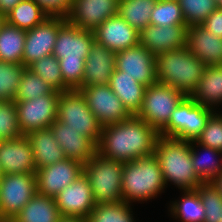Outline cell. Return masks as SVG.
Instances as JSON below:
<instances>
[{"instance_id":"5b68a950","label":"cell","mask_w":222,"mask_h":222,"mask_svg":"<svg viewBox=\"0 0 222 222\" xmlns=\"http://www.w3.org/2000/svg\"><path fill=\"white\" fill-rule=\"evenodd\" d=\"M166 184L156 156L140 157L124 163L122 201H147L163 192Z\"/></svg>"},{"instance_id":"e0dca14e","label":"cell","mask_w":222,"mask_h":222,"mask_svg":"<svg viewBox=\"0 0 222 222\" xmlns=\"http://www.w3.org/2000/svg\"><path fill=\"white\" fill-rule=\"evenodd\" d=\"M116 70L148 87L157 83L155 55L140 44L116 53Z\"/></svg>"},{"instance_id":"4fadbf2b","label":"cell","mask_w":222,"mask_h":222,"mask_svg":"<svg viewBox=\"0 0 222 222\" xmlns=\"http://www.w3.org/2000/svg\"><path fill=\"white\" fill-rule=\"evenodd\" d=\"M67 21L65 17L49 16L42 23L26 31L22 64L28 67L42 57L53 55L59 28Z\"/></svg>"},{"instance_id":"d6986e66","label":"cell","mask_w":222,"mask_h":222,"mask_svg":"<svg viewBox=\"0 0 222 222\" xmlns=\"http://www.w3.org/2000/svg\"><path fill=\"white\" fill-rule=\"evenodd\" d=\"M0 166L4 174L36 172L32 147L26 135L0 141Z\"/></svg>"},{"instance_id":"3957f363","label":"cell","mask_w":222,"mask_h":222,"mask_svg":"<svg viewBox=\"0 0 222 222\" xmlns=\"http://www.w3.org/2000/svg\"><path fill=\"white\" fill-rule=\"evenodd\" d=\"M206 65L184 46L155 55L157 82L190 96L196 89Z\"/></svg>"},{"instance_id":"4dcf8cb0","label":"cell","mask_w":222,"mask_h":222,"mask_svg":"<svg viewBox=\"0 0 222 222\" xmlns=\"http://www.w3.org/2000/svg\"><path fill=\"white\" fill-rule=\"evenodd\" d=\"M156 0H119L118 14L139 32L150 25Z\"/></svg>"},{"instance_id":"8d00e7d4","label":"cell","mask_w":222,"mask_h":222,"mask_svg":"<svg viewBox=\"0 0 222 222\" xmlns=\"http://www.w3.org/2000/svg\"><path fill=\"white\" fill-rule=\"evenodd\" d=\"M23 64L0 61V101H13L20 84Z\"/></svg>"},{"instance_id":"681fc988","label":"cell","mask_w":222,"mask_h":222,"mask_svg":"<svg viewBox=\"0 0 222 222\" xmlns=\"http://www.w3.org/2000/svg\"><path fill=\"white\" fill-rule=\"evenodd\" d=\"M218 8L222 11V1L218 4Z\"/></svg>"},{"instance_id":"bcb514c9","label":"cell","mask_w":222,"mask_h":222,"mask_svg":"<svg viewBox=\"0 0 222 222\" xmlns=\"http://www.w3.org/2000/svg\"><path fill=\"white\" fill-rule=\"evenodd\" d=\"M58 222H88L87 219L82 217L62 216Z\"/></svg>"},{"instance_id":"2e32d148","label":"cell","mask_w":222,"mask_h":222,"mask_svg":"<svg viewBox=\"0 0 222 222\" xmlns=\"http://www.w3.org/2000/svg\"><path fill=\"white\" fill-rule=\"evenodd\" d=\"M119 0H72L67 21L80 29L94 31L118 13Z\"/></svg>"},{"instance_id":"83f0119b","label":"cell","mask_w":222,"mask_h":222,"mask_svg":"<svg viewBox=\"0 0 222 222\" xmlns=\"http://www.w3.org/2000/svg\"><path fill=\"white\" fill-rule=\"evenodd\" d=\"M26 31L9 25L0 28V61L22 64Z\"/></svg>"},{"instance_id":"74e56055","label":"cell","mask_w":222,"mask_h":222,"mask_svg":"<svg viewBox=\"0 0 222 222\" xmlns=\"http://www.w3.org/2000/svg\"><path fill=\"white\" fill-rule=\"evenodd\" d=\"M205 210L204 222H220L222 216V196L211 182H203L195 189Z\"/></svg>"},{"instance_id":"816d5d0a","label":"cell","mask_w":222,"mask_h":222,"mask_svg":"<svg viewBox=\"0 0 222 222\" xmlns=\"http://www.w3.org/2000/svg\"><path fill=\"white\" fill-rule=\"evenodd\" d=\"M217 4H219L222 0H215Z\"/></svg>"},{"instance_id":"6da1fadb","label":"cell","mask_w":222,"mask_h":222,"mask_svg":"<svg viewBox=\"0 0 222 222\" xmlns=\"http://www.w3.org/2000/svg\"><path fill=\"white\" fill-rule=\"evenodd\" d=\"M159 136L155 128L132 115L122 122L102 126L97 153L126 163L153 155Z\"/></svg>"},{"instance_id":"7dc6e473","label":"cell","mask_w":222,"mask_h":222,"mask_svg":"<svg viewBox=\"0 0 222 222\" xmlns=\"http://www.w3.org/2000/svg\"><path fill=\"white\" fill-rule=\"evenodd\" d=\"M5 23V16H3L2 14H0V28L1 26Z\"/></svg>"},{"instance_id":"ee69618b","label":"cell","mask_w":222,"mask_h":222,"mask_svg":"<svg viewBox=\"0 0 222 222\" xmlns=\"http://www.w3.org/2000/svg\"><path fill=\"white\" fill-rule=\"evenodd\" d=\"M22 0H0V14L6 16Z\"/></svg>"},{"instance_id":"d590c367","label":"cell","mask_w":222,"mask_h":222,"mask_svg":"<svg viewBox=\"0 0 222 222\" xmlns=\"http://www.w3.org/2000/svg\"><path fill=\"white\" fill-rule=\"evenodd\" d=\"M150 24L156 26L186 25L179 1L156 0L151 12Z\"/></svg>"},{"instance_id":"f35d334b","label":"cell","mask_w":222,"mask_h":222,"mask_svg":"<svg viewBox=\"0 0 222 222\" xmlns=\"http://www.w3.org/2000/svg\"><path fill=\"white\" fill-rule=\"evenodd\" d=\"M187 26L200 25L218 8L215 0H178Z\"/></svg>"},{"instance_id":"cb8c5ba5","label":"cell","mask_w":222,"mask_h":222,"mask_svg":"<svg viewBox=\"0 0 222 222\" xmlns=\"http://www.w3.org/2000/svg\"><path fill=\"white\" fill-rule=\"evenodd\" d=\"M26 136L32 147L36 170L66 158L50 128L35 130Z\"/></svg>"},{"instance_id":"44dd1931","label":"cell","mask_w":222,"mask_h":222,"mask_svg":"<svg viewBox=\"0 0 222 222\" xmlns=\"http://www.w3.org/2000/svg\"><path fill=\"white\" fill-rule=\"evenodd\" d=\"M49 128L66 158L85 164L97 153V144L79 131L71 129L69 125L56 120Z\"/></svg>"},{"instance_id":"ffe728a7","label":"cell","mask_w":222,"mask_h":222,"mask_svg":"<svg viewBox=\"0 0 222 222\" xmlns=\"http://www.w3.org/2000/svg\"><path fill=\"white\" fill-rule=\"evenodd\" d=\"M187 25H148L140 31L139 44L153 55L186 46Z\"/></svg>"},{"instance_id":"f907efd6","label":"cell","mask_w":222,"mask_h":222,"mask_svg":"<svg viewBox=\"0 0 222 222\" xmlns=\"http://www.w3.org/2000/svg\"><path fill=\"white\" fill-rule=\"evenodd\" d=\"M0 222H6V220L0 214Z\"/></svg>"},{"instance_id":"484cf974","label":"cell","mask_w":222,"mask_h":222,"mask_svg":"<svg viewBox=\"0 0 222 222\" xmlns=\"http://www.w3.org/2000/svg\"><path fill=\"white\" fill-rule=\"evenodd\" d=\"M190 97L202 106L214 110L222 103V65L206 66ZM216 104V105H215Z\"/></svg>"},{"instance_id":"c3c4849f","label":"cell","mask_w":222,"mask_h":222,"mask_svg":"<svg viewBox=\"0 0 222 222\" xmlns=\"http://www.w3.org/2000/svg\"><path fill=\"white\" fill-rule=\"evenodd\" d=\"M3 175H4V173H3L1 166H0V180L2 179Z\"/></svg>"},{"instance_id":"f6af8a7d","label":"cell","mask_w":222,"mask_h":222,"mask_svg":"<svg viewBox=\"0 0 222 222\" xmlns=\"http://www.w3.org/2000/svg\"><path fill=\"white\" fill-rule=\"evenodd\" d=\"M211 183L222 196V172L216 178H214Z\"/></svg>"},{"instance_id":"1f68e13d","label":"cell","mask_w":222,"mask_h":222,"mask_svg":"<svg viewBox=\"0 0 222 222\" xmlns=\"http://www.w3.org/2000/svg\"><path fill=\"white\" fill-rule=\"evenodd\" d=\"M180 200L170 206V213L182 222H204L205 210L196 190H185Z\"/></svg>"},{"instance_id":"603a6c76","label":"cell","mask_w":222,"mask_h":222,"mask_svg":"<svg viewBox=\"0 0 222 222\" xmlns=\"http://www.w3.org/2000/svg\"><path fill=\"white\" fill-rule=\"evenodd\" d=\"M186 47L206 66L222 65V38L201 25L188 26Z\"/></svg>"},{"instance_id":"7c38bea8","label":"cell","mask_w":222,"mask_h":222,"mask_svg":"<svg viewBox=\"0 0 222 222\" xmlns=\"http://www.w3.org/2000/svg\"><path fill=\"white\" fill-rule=\"evenodd\" d=\"M79 91L102 126L122 122L131 116L109 84L91 85Z\"/></svg>"},{"instance_id":"ac0fdd59","label":"cell","mask_w":222,"mask_h":222,"mask_svg":"<svg viewBox=\"0 0 222 222\" xmlns=\"http://www.w3.org/2000/svg\"><path fill=\"white\" fill-rule=\"evenodd\" d=\"M93 33L98 44L116 53L139 45L140 32L131 27L118 13L106 19Z\"/></svg>"},{"instance_id":"e575fe53","label":"cell","mask_w":222,"mask_h":222,"mask_svg":"<svg viewBox=\"0 0 222 222\" xmlns=\"http://www.w3.org/2000/svg\"><path fill=\"white\" fill-rule=\"evenodd\" d=\"M54 91L39 75L26 67L13 101L32 100L45 94H52Z\"/></svg>"},{"instance_id":"d6a6232c","label":"cell","mask_w":222,"mask_h":222,"mask_svg":"<svg viewBox=\"0 0 222 222\" xmlns=\"http://www.w3.org/2000/svg\"><path fill=\"white\" fill-rule=\"evenodd\" d=\"M33 73L40 76L48 85L57 92H67L70 89L64 84L59 60L49 55L34 61L28 67Z\"/></svg>"},{"instance_id":"d4e9b609","label":"cell","mask_w":222,"mask_h":222,"mask_svg":"<svg viewBox=\"0 0 222 222\" xmlns=\"http://www.w3.org/2000/svg\"><path fill=\"white\" fill-rule=\"evenodd\" d=\"M111 90L122 101L125 109L132 115L140 111L146 86L125 75V72L116 70L111 75L109 82Z\"/></svg>"},{"instance_id":"7a4b0ae2","label":"cell","mask_w":222,"mask_h":222,"mask_svg":"<svg viewBox=\"0 0 222 222\" xmlns=\"http://www.w3.org/2000/svg\"><path fill=\"white\" fill-rule=\"evenodd\" d=\"M94 41L92 31L80 29L68 21L59 28L53 56L59 60L64 84L70 90L81 88L85 59Z\"/></svg>"},{"instance_id":"8fae6325","label":"cell","mask_w":222,"mask_h":222,"mask_svg":"<svg viewBox=\"0 0 222 222\" xmlns=\"http://www.w3.org/2000/svg\"><path fill=\"white\" fill-rule=\"evenodd\" d=\"M59 97L60 92L54 91L32 100L14 102L18 125L23 135L49 128L57 120Z\"/></svg>"},{"instance_id":"60d3db41","label":"cell","mask_w":222,"mask_h":222,"mask_svg":"<svg viewBox=\"0 0 222 222\" xmlns=\"http://www.w3.org/2000/svg\"><path fill=\"white\" fill-rule=\"evenodd\" d=\"M199 144L222 151V113L210 116L206 127L196 139Z\"/></svg>"},{"instance_id":"8992f818","label":"cell","mask_w":222,"mask_h":222,"mask_svg":"<svg viewBox=\"0 0 222 222\" xmlns=\"http://www.w3.org/2000/svg\"><path fill=\"white\" fill-rule=\"evenodd\" d=\"M124 162L105 158L96 153L84 164L96 204L122 201V172Z\"/></svg>"},{"instance_id":"9a60e30c","label":"cell","mask_w":222,"mask_h":222,"mask_svg":"<svg viewBox=\"0 0 222 222\" xmlns=\"http://www.w3.org/2000/svg\"><path fill=\"white\" fill-rule=\"evenodd\" d=\"M62 216L87 219L96 203L88 177L83 173L55 197Z\"/></svg>"},{"instance_id":"ab89813d","label":"cell","mask_w":222,"mask_h":222,"mask_svg":"<svg viewBox=\"0 0 222 222\" xmlns=\"http://www.w3.org/2000/svg\"><path fill=\"white\" fill-rule=\"evenodd\" d=\"M14 101H0V141L22 136Z\"/></svg>"},{"instance_id":"9c48e42d","label":"cell","mask_w":222,"mask_h":222,"mask_svg":"<svg viewBox=\"0 0 222 222\" xmlns=\"http://www.w3.org/2000/svg\"><path fill=\"white\" fill-rule=\"evenodd\" d=\"M185 97L184 93L168 85L158 82L149 85L145 89L142 105L136 116L160 132Z\"/></svg>"},{"instance_id":"7402d4cb","label":"cell","mask_w":222,"mask_h":222,"mask_svg":"<svg viewBox=\"0 0 222 222\" xmlns=\"http://www.w3.org/2000/svg\"><path fill=\"white\" fill-rule=\"evenodd\" d=\"M115 69L116 52L94 41L90 53L85 59L81 88L109 84Z\"/></svg>"},{"instance_id":"ba28073f","label":"cell","mask_w":222,"mask_h":222,"mask_svg":"<svg viewBox=\"0 0 222 222\" xmlns=\"http://www.w3.org/2000/svg\"><path fill=\"white\" fill-rule=\"evenodd\" d=\"M57 120L69 125L71 129L79 131L98 144L102 125L91 112L86 99L79 90L60 92Z\"/></svg>"},{"instance_id":"836d02e7","label":"cell","mask_w":222,"mask_h":222,"mask_svg":"<svg viewBox=\"0 0 222 222\" xmlns=\"http://www.w3.org/2000/svg\"><path fill=\"white\" fill-rule=\"evenodd\" d=\"M131 204L124 201L117 203L96 204L87 217L88 222H135Z\"/></svg>"},{"instance_id":"277c9868","label":"cell","mask_w":222,"mask_h":222,"mask_svg":"<svg viewBox=\"0 0 222 222\" xmlns=\"http://www.w3.org/2000/svg\"><path fill=\"white\" fill-rule=\"evenodd\" d=\"M154 155L159 162L166 185L172 182L185 191L195 190L203 183L193 169L189 141L159 136Z\"/></svg>"},{"instance_id":"5bb4252c","label":"cell","mask_w":222,"mask_h":222,"mask_svg":"<svg viewBox=\"0 0 222 222\" xmlns=\"http://www.w3.org/2000/svg\"><path fill=\"white\" fill-rule=\"evenodd\" d=\"M84 173V164L65 158L36 170L37 193L55 198L66 186Z\"/></svg>"},{"instance_id":"f1b7e54d","label":"cell","mask_w":222,"mask_h":222,"mask_svg":"<svg viewBox=\"0 0 222 222\" xmlns=\"http://www.w3.org/2000/svg\"><path fill=\"white\" fill-rule=\"evenodd\" d=\"M189 142L191 145V159L194 171L203 182H211L222 172V158L219 159L220 156L222 157V151L199 144L196 140ZM193 143L195 147L201 148L205 151V154L209 156L203 158V155L201 156V153H198ZM218 155L219 157H217Z\"/></svg>"},{"instance_id":"b9f144b4","label":"cell","mask_w":222,"mask_h":222,"mask_svg":"<svg viewBox=\"0 0 222 222\" xmlns=\"http://www.w3.org/2000/svg\"><path fill=\"white\" fill-rule=\"evenodd\" d=\"M49 16L67 17L72 0H34Z\"/></svg>"},{"instance_id":"52a82bcc","label":"cell","mask_w":222,"mask_h":222,"mask_svg":"<svg viewBox=\"0 0 222 222\" xmlns=\"http://www.w3.org/2000/svg\"><path fill=\"white\" fill-rule=\"evenodd\" d=\"M214 112L212 109L197 104L190 96H186L174 109L168 124L159 132V135L195 141Z\"/></svg>"},{"instance_id":"30bf717a","label":"cell","mask_w":222,"mask_h":222,"mask_svg":"<svg viewBox=\"0 0 222 222\" xmlns=\"http://www.w3.org/2000/svg\"><path fill=\"white\" fill-rule=\"evenodd\" d=\"M37 193L35 173L4 174L0 180V214L10 221Z\"/></svg>"},{"instance_id":"7bdbcfd3","label":"cell","mask_w":222,"mask_h":222,"mask_svg":"<svg viewBox=\"0 0 222 222\" xmlns=\"http://www.w3.org/2000/svg\"><path fill=\"white\" fill-rule=\"evenodd\" d=\"M200 25L222 38V11L217 8Z\"/></svg>"},{"instance_id":"4316f807","label":"cell","mask_w":222,"mask_h":222,"mask_svg":"<svg viewBox=\"0 0 222 222\" xmlns=\"http://www.w3.org/2000/svg\"><path fill=\"white\" fill-rule=\"evenodd\" d=\"M62 215L55 198L36 193L12 222H58Z\"/></svg>"},{"instance_id":"f546056e","label":"cell","mask_w":222,"mask_h":222,"mask_svg":"<svg viewBox=\"0 0 222 222\" xmlns=\"http://www.w3.org/2000/svg\"><path fill=\"white\" fill-rule=\"evenodd\" d=\"M48 17L49 15L34 0H22L5 16V21L27 31Z\"/></svg>"}]
</instances>
